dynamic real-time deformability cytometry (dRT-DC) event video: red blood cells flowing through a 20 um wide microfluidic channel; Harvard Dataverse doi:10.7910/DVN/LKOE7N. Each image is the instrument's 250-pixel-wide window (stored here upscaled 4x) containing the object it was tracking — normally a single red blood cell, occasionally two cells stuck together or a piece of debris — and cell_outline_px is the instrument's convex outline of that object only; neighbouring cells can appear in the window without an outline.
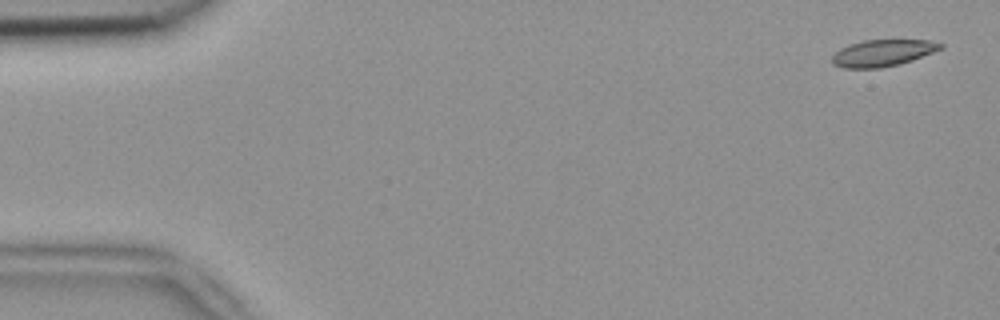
{"species": "common noctule bat (a hibernating species)", "species_latin": "Nyctalus noctula", "temperature_condition": "room temperature", "stored_images_in_passage": 5, "camera_frame_rate_fps": 3000, "um_per_image_px": 0.085, "animal": {"sex": "female", "body_mass_g": 18.4}, "frame": {"image": 1, "passage_image": 1, "time_ms": 0.0, "image_size_px": [1000, 320], "cell_outline_px": [[944, 48], [912, 60], [900, 64], [880, 68], [844, 68], [832, 64], [832, 56], [840, 48], [864, 40], [928, 40], [944, 44]], "centroid_in_image_um": [75.04, 4.51], "position_along_channel_um": 10.0, "area_um2": 16.82}}
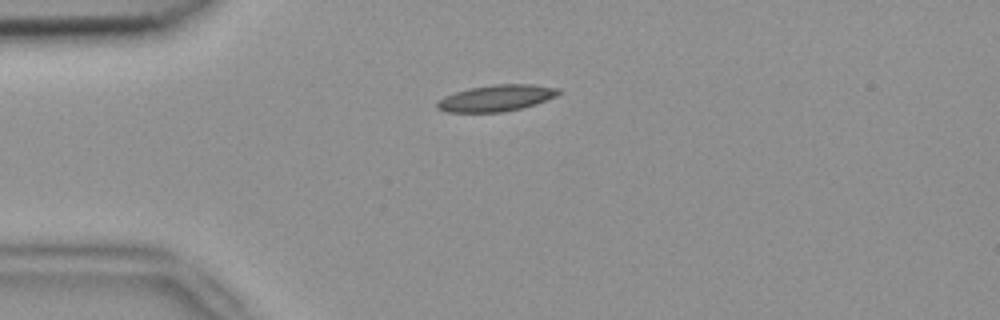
{"frame": {"image": 2, "passage_image": 4, "time_ms": 1.0, "image_size_px": [1000, 320], "cell_outline_px": [[560, 92], [556, 96], [536, 104], [504, 112], [448, 112], [436, 108], [436, 100], [444, 96], [456, 92], [472, 88], [496, 84], [532, 84], [560, 88]], "centroid_in_image_um": [42.18, 8.34], "position_along_channel_um": 42.8, "area_um2": 18.61}}